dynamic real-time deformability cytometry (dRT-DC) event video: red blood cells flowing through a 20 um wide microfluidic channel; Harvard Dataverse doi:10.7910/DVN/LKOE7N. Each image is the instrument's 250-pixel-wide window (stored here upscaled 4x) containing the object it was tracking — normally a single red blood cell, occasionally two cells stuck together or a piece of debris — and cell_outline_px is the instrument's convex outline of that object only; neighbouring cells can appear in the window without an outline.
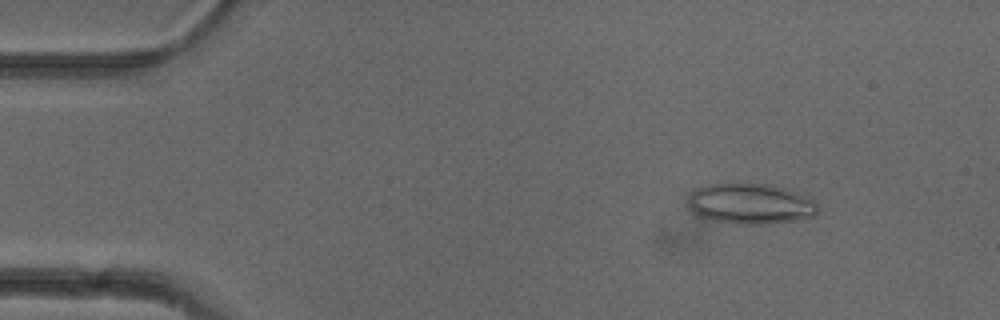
{"species": "common noctule bat (a hibernating species)", "species_latin": "Nyctalus noctula", "temperature_condition": "cold", "stored_images_in_passage": 52, "camera_frame_rate_fps": 3000, "um_per_image_px": 0.085, "animal": {"sex": "female"}, "frame": {"image": 1, "passage_image": 7, "time_ms": 2.0, "image_size_px": [1000, 320], "cell_outline_px": [[816, 216], [800, 220], [768, 224], [736, 224], [716, 220], [700, 216], [688, 204], [688, 200], [692, 192], [696, 188], [708, 184], [772, 184], [784, 188], [816, 200]], "centroid_in_image_um": [63.84, 17.33], "position_along_channel_um": 21.2, "area_um2": 30.46}}
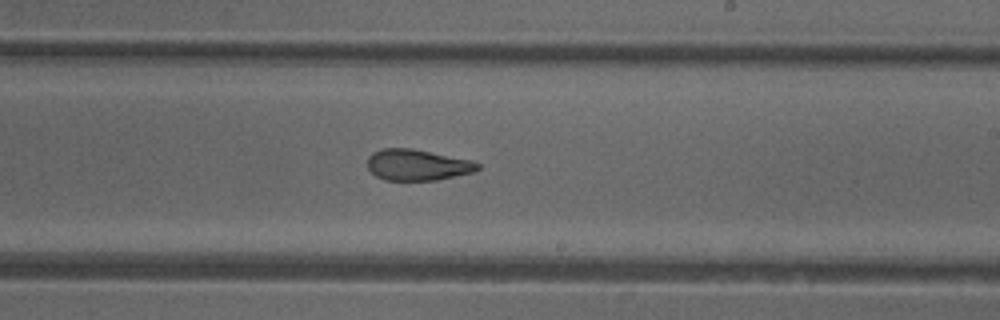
{"frame": {"image": 2, "passage_image": 31, "time_ms": 10.0, "image_size_px": [1000, 320], "cell_outline_px": [[480, 168], [476, 172], [436, 180], [384, 180], [376, 176], [368, 168], [368, 156], [372, 152], [384, 148], [412, 148], [472, 160], [480, 164]], "centroid_in_image_um": [35.5, 14.01], "position_along_channel_um": 253.5, "area_um2": 20.11}}
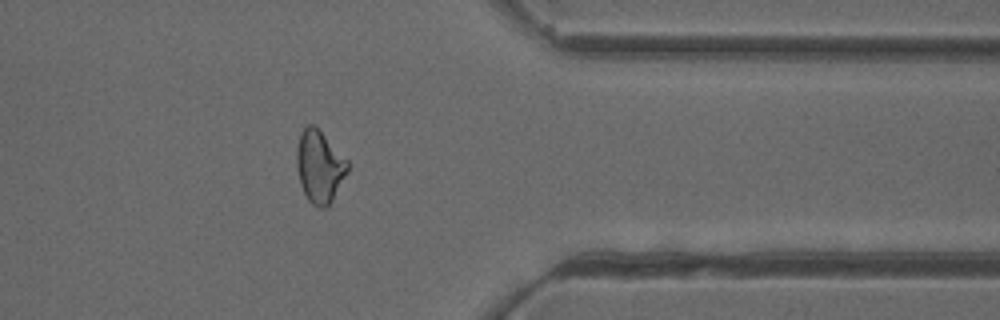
{"frame": {"image": 3, "passage_image": 42, "time_ms": 13.667, "image_size_px": [1000, 320], "cell_outline_px": [[348, 172], [328, 208], [320, 208], [312, 204], [308, 200], [300, 184], [296, 164], [296, 148], [300, 132], [308, 124], [312, 124], [348, 160]], "centroid_in_image_um": [27.15, 14.19], "position_along_channel_um": 384.3, "area_um2": 21.39}, "authors_computed_cell_mechanics": {"area_um2": 21.9062, "velocity_mm_per_s": 3.9311, "shape_relaxation_time_tau1_ms": null, "shape_relaxation_time_tau2_ms": 1.9908, "deformation_change_tau1": null, "deformation_change_tau2": 0.0971}}